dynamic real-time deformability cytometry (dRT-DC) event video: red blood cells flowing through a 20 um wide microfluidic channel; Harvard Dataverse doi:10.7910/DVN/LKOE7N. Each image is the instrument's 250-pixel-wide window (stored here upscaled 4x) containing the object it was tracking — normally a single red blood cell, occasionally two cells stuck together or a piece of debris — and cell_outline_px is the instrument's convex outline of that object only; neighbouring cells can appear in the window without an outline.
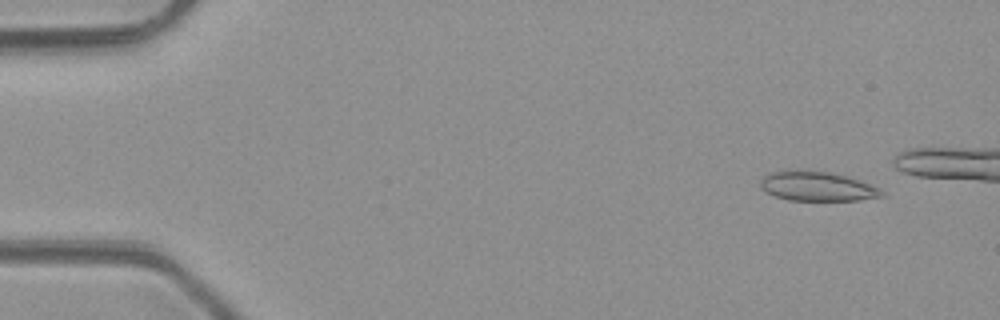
{"species": "common noctule bat (a hibernating species)", "species_latin": "Nyctalus noctula", "temperature_condition": "room temperature", "stored_images_in_passage": 4, "camera_frame_rate_fps": 3000, "um_per_image_px": 0.085, "animal": {"sex": "male", "body_mass_g": 23.1, "forearm_length_mm": 52.7}, "frame": {"image": 1, "passage_image": 1, "time_ms": 0.0, "image_size_px": [1000, 320], "cell_outline_px": [[888, 196], [860, 200], [788, 200], [764, 192], [760, 188], [760, 180], [768, 172], [828, 172], [848, 176], [880, 188]], "centroid_in_image_um": [69.51, 15.87], "position_along_channel_um": 15.5, "area_um2": 20.52}}